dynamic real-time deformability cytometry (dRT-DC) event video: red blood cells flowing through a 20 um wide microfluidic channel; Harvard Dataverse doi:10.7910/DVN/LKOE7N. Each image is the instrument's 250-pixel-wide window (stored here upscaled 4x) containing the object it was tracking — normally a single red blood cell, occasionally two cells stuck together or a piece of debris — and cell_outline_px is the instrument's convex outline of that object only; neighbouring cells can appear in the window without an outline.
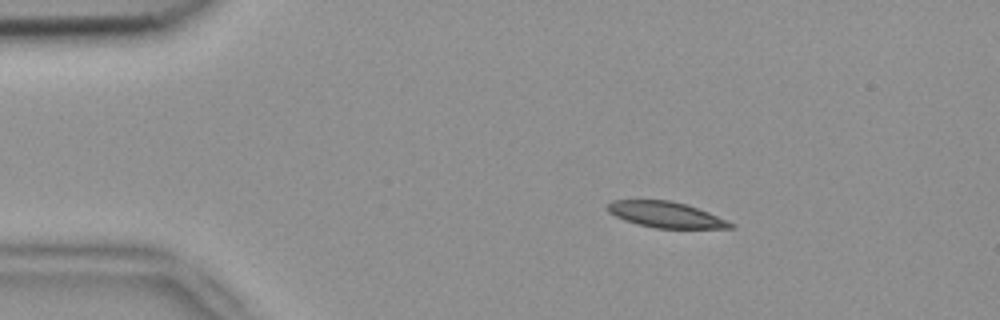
{"species": "common noctule bat (a hibernating species)", "species_latin": "Nyctalus noctula", "temperature_condition": "room temperature", "stored_images_in_passage": 3, "camera_frame_rate_fps": 3000, "um_per_image_px": 0.085, "animal": {"sex": "female", "body_mass_g": 18.4}, "frame": {"image": 1, "passage_image": 1, "time_ms": 0.0, "image_size_px": [1000, 320], "cell_outline_px": [[736, 228], [656, 228], [636, 224], [624, 220], [608, 212], [608, 204], [612, 200], [668, 200], [684, 204], [708, 212], [728, 220], [736, 224]], "centroid_in_image_um": [56.62, 18.26], "position_along_channel_um": 28.4, "area_um2": 18.44}}